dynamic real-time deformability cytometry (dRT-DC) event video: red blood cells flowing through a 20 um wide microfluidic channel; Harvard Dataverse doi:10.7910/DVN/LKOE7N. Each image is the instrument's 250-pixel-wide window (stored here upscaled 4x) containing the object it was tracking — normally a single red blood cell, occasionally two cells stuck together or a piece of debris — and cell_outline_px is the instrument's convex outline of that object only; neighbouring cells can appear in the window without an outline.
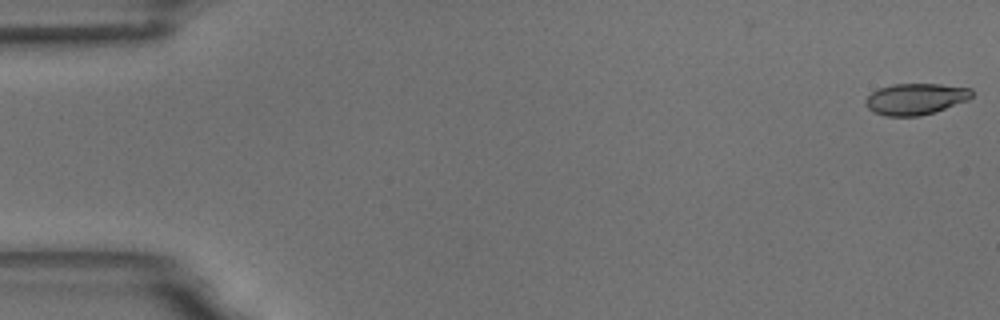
{"species": "common noctule bat (a hibernating species)", "species_latin": "Nyctalus noctula", "temperature_condition": "room temperature", "stored_images_in_passage": 58, "camera_frame_rate_fps": 3000, "um_per_image_px": 0.085, "animal": {"sex": "male", "body_mass_g": 18.8}, "frame": {"image": 1, "passage_image": 1, "time_ms": 0.0, "image_size_px": [1000, 320], "cell_outline_px": [[972, 96], [968, 100], [936, 112], [920, 116], [884, 116], [872, 112], [864, 104], [864, 100], [872, 92], [880, 88], [892, 84], [940, 84], [972, 88]], "centroid_in_image_um": [77.81, 8.42], "position_along_channel_um": 7.2, "area_um2": 19.59}}
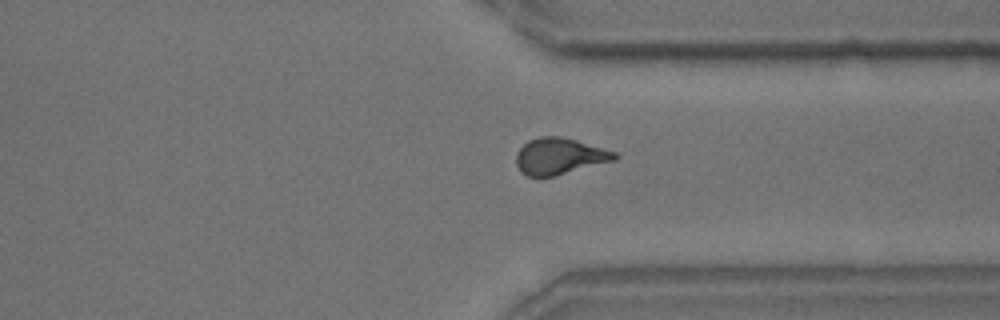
{"frame": {"image": 2, "passage_image": 44, "time_ms": 14.333, "image_size_px": [1000, 320], "cell_outline_px": [[620, 156], [616, 160], [556, 176], [528, 176], [520, 172], [516, 164], [516, 156], [520, 148], [528, 140], [540, 136], [560, 136], [576, 140], [616, 152]], "centroid_in_image_um": [47.57, 13.28], "position_along_channel_um": 363.8, "area_um2": 20.98}}
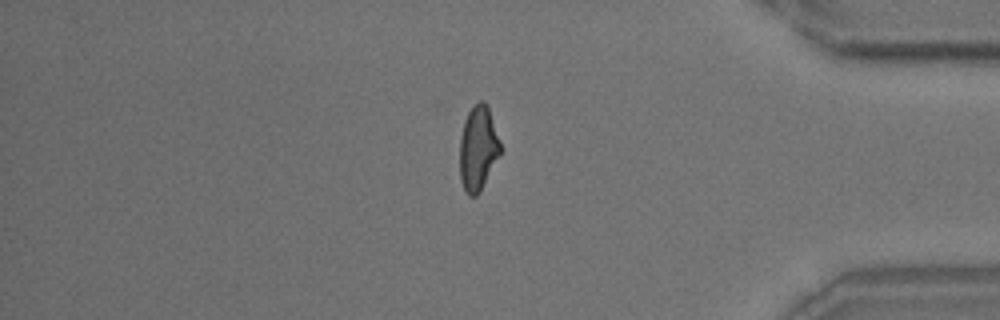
{"frame": {"image": 3, "passage_image": 49, "time_ms": 16.0, "image_size_px": [1000, 320], "cell_outline_px": [[500, 152], [476, 196], [468, 196], [464, 192], [460, 180], [460, 136], [464, 120], [472, 104], [480, 100], [484, 100], [488, 108], [500, 140]], "centroid_in_image_um": [40.59, 12.56], "position_along_channel_um": 394.6, "area_um2": 19.77}, "authors_computed_cell_mechanics": {"area_um2": 20.4901, "velocity_mm_per_s": 3.4967, "shape_relaxation_time_tau1_ms": 5.6774, "shape_relaxation_time_tau2_ms": 1.5554, "deformation_change_tau1": 0.1702, "deformation_change_tau2": 0.0718}}